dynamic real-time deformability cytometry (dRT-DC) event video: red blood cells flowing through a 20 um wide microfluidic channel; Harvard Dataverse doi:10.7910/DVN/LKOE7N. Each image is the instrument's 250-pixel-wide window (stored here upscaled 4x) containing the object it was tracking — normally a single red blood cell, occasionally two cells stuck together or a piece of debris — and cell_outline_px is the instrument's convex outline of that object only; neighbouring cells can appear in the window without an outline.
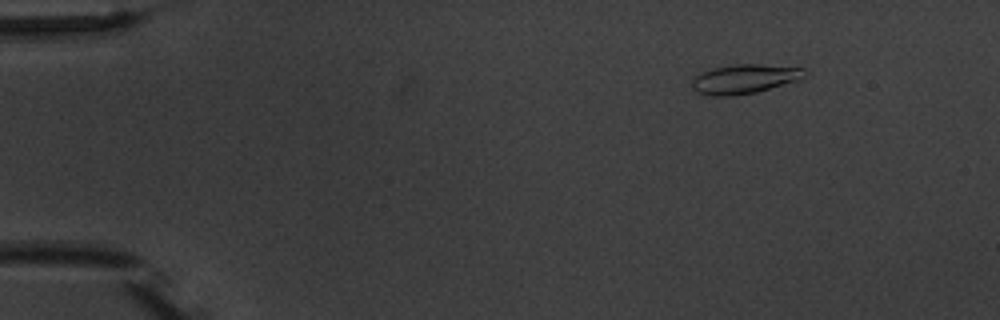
{"species": "common noctule bat (a hibernating species)", "species_latin": "Nyctalus noctula", "temperature_condition": "warm", "stored_images_in_passage": 5, "camera_frame_rate_fps": 3000, "um_per_image_px": 0.085, "animal": {"sex": "male", "body_mass_g": 20.1, "forearm_length_mm": 53.5}, "frame": {"image": 1, "passage_image": 2, "time_ms": 1.333, "image_size_px": [1000, 320], "cell_outline_px": [[804, 76], [800, 80], [756, 92], [732, 96], [712, 96], [696, 92], [692, 88], [692, 80], [696, 76], [712, 68], [736, 64], [756, 64], [804, 68]], "centroid_in_image_um": [63.26, 6.72], "position_along_channel_um": 21.7, "area_um2": 19.07}}